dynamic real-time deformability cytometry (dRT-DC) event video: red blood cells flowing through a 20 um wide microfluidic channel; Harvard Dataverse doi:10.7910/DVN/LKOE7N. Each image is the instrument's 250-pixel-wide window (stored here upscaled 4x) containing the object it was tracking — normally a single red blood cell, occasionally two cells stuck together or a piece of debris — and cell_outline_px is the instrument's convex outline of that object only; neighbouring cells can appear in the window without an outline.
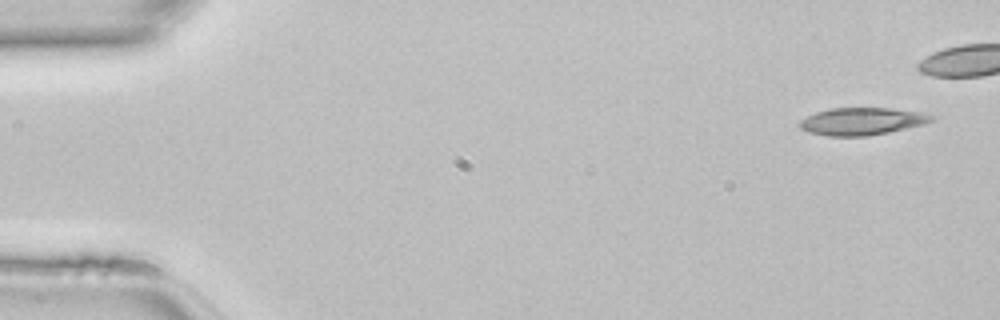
{"species": "common noctule bat (a hibernating species)", "species_latin": "Nyctalus noctula", "temperature_condition": "room temperature", "stored_images_in_passage": 8, "camera_frame_rate_fps": 3000, "um_per_image_px": 0.085, "animal": {"sex": "female", "body_mass_g": 22.7, "forearm_length_mm": 54.2}, "frame": {"image": 1, "passage_image": 1, "time_ms": 0.0, "image_size_px": [1000, 320], "cell_outline_px": [[936, 116], [932, 120], [924, 124], [888, 132], [868, 136], [828, 136], [808, 132], [800, 128], [800, 120], [816, 112], [832, 108], [892, 108], [920, 112]], "centroid_in_image_um": [73.27, 10.31], "position_along_channel_um": 11.7, "area_um2": 20.92}}